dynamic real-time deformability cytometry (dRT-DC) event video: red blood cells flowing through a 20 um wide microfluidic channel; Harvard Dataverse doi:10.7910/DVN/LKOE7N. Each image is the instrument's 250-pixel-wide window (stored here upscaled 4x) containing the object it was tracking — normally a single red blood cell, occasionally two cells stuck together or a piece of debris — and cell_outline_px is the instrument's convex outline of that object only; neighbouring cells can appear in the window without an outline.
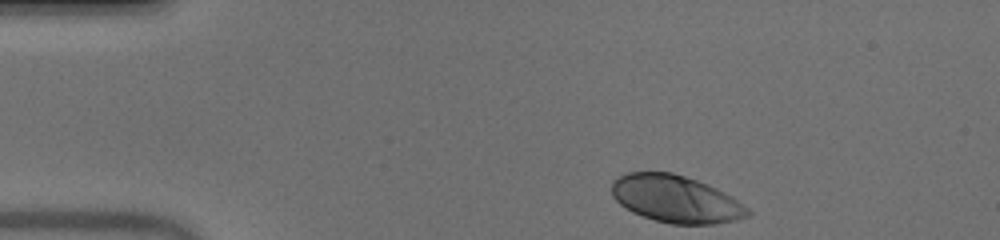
{"species": "human", "species_latin": "Homo sapiens", "temperature_condition": "warm", "stored_images_in_passage": 39, "camera_frame_rate_fps": 3000, "um_per_image_px": 0.085, "donor": {"sex": "male"}, "frame": {"image": 1, "passage_image": 1, "time_ms": 0.0, "image_size_px": [1000, 240], "cell_outline_px": [[752, 212], [748, 216], [736, 220], [716, 224], [672, 224], [656, 220], [632, 212], [620, 204], [612, 196], [612, 180], [616, 176], [628, 172], [672, 172], [708, 184], [732, 196], [748, 208]], "centroid_in_image_um": [57.44, 16.91], "position_along_channel_um": 27.6, "area_um2": 37.51}}
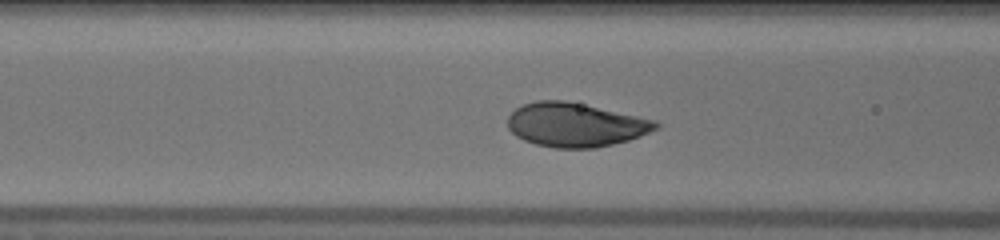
{"frame": {"image": 2, "passage_image": 13, "time_ms": 4.0, "image_size_px": [1000, 240], "cell_outline_px": [[660, 128], [640, 136], [628, 140], [596, 148], [556, 148], [536, 144], [524, 140], [516, 136], [508, 128], [508, 116], [516, 108], [524, 104], [536, 100], [564, 100], [656, 120], [660, 124]], "centroid_in_image_um": [48.91, 10.61], "position_along_channel_um": 117.7, "area_um2": 37.8}}
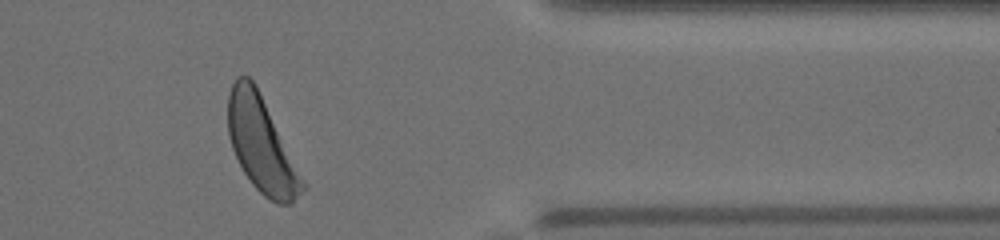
{"frame": {"image": 3, "passage_image": 35, "time_ms": 11.333, "image_size_px": [1000, 240], "cell_outline_px": [[308, 188], [292, 204], [280, 204], [268, 200], [252, 184], [244, 172], [232, 148], [228, 136], [228, 92], [236, 76], [248, 76], [256, 84], [308, 184]], "centroid_in_image_um": [22.27, 12.33], "position_along_channel_um": 389.1, "area_um2": 41.91}, "authors_computed_cell_mechanics": {"area_um2": 37.8012, "velocity_mm_per_s": 3.9514, "shape_relaxation_time_tau1_ms": 1.8199, "shape_relaxation_time_tau2_ms": null, "deformation_change_tau1": 0.1482, "deformation_change_tau2": null}}